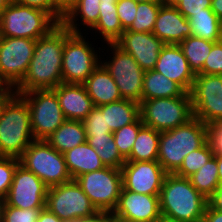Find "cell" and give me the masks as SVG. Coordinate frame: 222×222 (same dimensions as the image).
<instances>
[{
  "instance_id": "cell-1",
  "label": "cell",
  "mask_w": 222,
  "mask_h": 222,
  "mask_svg": "<svg viewBox=\"0 0 222 222\" xmlns=\"http://www.w3.org/2000/svg\"><path fill=\"white\" fill-rule=\"evenodd\" d=\"M64 25L59 23L46 36L36 40L28 71L13 90L21 95L34 90H52L62 79Z\"/></svg>"
},
{
  "instance_id": "cell-2",
  "label": "cell",
  "mask_w": 222,
  "mask_h": 222,
  "mask_svg": "<svg viewBox=\"0 0 222 222\" xmlns=\"http://www.w3.org/2000/svg\"><path fill=\"white\" fill-rule=\"evenodd\" d=\"M34 140L28 104L12 91L0 102V156L19 158Z\"/></svg>"
},
{
  "instance_id": "cell-3",
  "label": "cell",
  "mask_w": 222,
  "mask_h": 222,
  "mask_svg": "<svg viewBox=\"0 0 222 222\" xmlns=\"http://www.w3.org/2000/svg\"><path fill=\"white\" fill-rule=\"evenodd\" d=\"M161 216L182 222H202L208 200L188 178L167 173L159 196Z\"/></svg>"
},
{
  "instance_id": "cell-4",
  "label": "cell",
  "mask_w": 222,
  "mask_h": 222,
  "mask_svg": "<svg viewBox=\"0 0 222 222\" xmlns=\"http://www.w3.org/2000/svg\"><path fill=\"white\" fill-rule=\"evenodd\" d=\"M208 125L193 117L184 125L160 132L158 162L167 173H174L191 151L208 141Z\"/></svg>"
},
{
  "instance_id": "cell-5",
  "label": "cell",
  "mask_w": 222,
  "mask_h": 222,
  "mask_svg": "<svg viewBox=\"0 0 222 222\" xmlns=\"http://www.w3.org/2000/svg\"><path fill=\"white\" fill-rule=\"evenodd\" d=\"M89 38L93 41L91 42ZM100 43L101 42L95 41L94 38L87 36L85 33H72L64 26V47L62 55L63 83L83 84L85 82L101 63L103 46L97 47Z\"/></svg>"
},
{
  "instance_id": "cell-6",
  "label": "cell",
  "mask_w": 222,
  "mask_h": 222,
  "mask_svg": "<svg viewBox=\"0 0 222 222\" xmlns=\"http://www.w3.org/2000/svg\"><path fill=\"white\" fill-rule=\"evenodd\" d=\"M58 24L48 12L12 0L0 13V36L37 40Z\"/></svg>"
},
{
  "instance_id": "cell-7",
  "label": "cell",
  "mask_w": 222,
  "mask_h": 222,
  "mask_svg": "<svg viewBox=\"0 0 222 222\" xmlns=\"http://www.w3.org/2000/svg\"><path fill=\"white\" fill-rule=\"evenodd\" d=\"M101 64L114 79L122 99L137 103L142 101L145 71L129 53L119 48L115 43L105 44L101 51Z\"/></svg>"
},
{
  "instance_id": "cell-8",
  "label": "cell",
  "mask_w": 222,
  "mask_h": 222,
  "mask_svg": "<svg viewBox=\"0 0 222 222\" xmlns=\"http://www.w3.org/2000/svg\"><path fill=\"white\" fill-rule=\"evenodd\" d=\"M139 113L144 125L159 132L184 125L194 117L191 96L187 92L180 97L142 100Z\"/></svg>"
},
{
  "instance_id": "cell-9",
  "label": "cell",
  "mask_w": 222,
  "mask_h": 222,
  "mask_svg": "<svg viewBox=\"0 0 222 222\" xmlns=\"http://www.w3.org/2000/svg\"><path fill=\"white\" fill-rule=\"evenodd\" d=\"M20 165L34 173L48 187L72 180L64 154L55 150L46 140H34L19 157Z\"/></svg>"
},
{
  "instance_id": "cell-10",
  "label": "cell",
  "mask_w": 222,
  "mask_h": 222,
  "mask_svg": "<svg viewBox=\"0 0 222 222\" xmlns=\"http://www.w3.org/2000/svg\"><path fill=\"white\" fill-rule=\"evenodd\" d=\"M75 181L98 212L112 213L119 201L122 184L121 169L107 167L78 176Z\"/></svg>"
},
{
  "instance_id": "cell-11",
  "label": "cell",
  "mask_w": 222,
  "mask_h": 222,
  "mask_svg": "<svg viewBox=\"0 0 222 222\" xmlns=\"http://www.w3.org/2000/svg\"><path fill=\"white\" fill-rule=\"evenodd\" d=\"M46 207L63 222L89 218L98 213L75 180L49 187Z\"/></svg>"
},
{
  "instance_id": "cell-12",
  "label": "cell",
  "mask_w": 222,
  "mask_h": 222,
  "mask_svg": "<svg viewBox=\"0 0 222 222\" xmlns=\"http://www.w3.org/2000/svg\"><path fill=\"white\" fill-rule=\"evenodd\" d=\"M30 109L31 129L35 140H45L66 118L53 90H34L21 94Z\"/></svg>"
},
{
  "instance_id": "cell-13",
  "label": "cell",
  "mask_w": 222,
  "mask_h": 222,
  "mask_svg": "<svg viewBox=\"0 0 222 222\" xmlns=\"http://www.w3.org/2000/svg\"><path fill=\"white\" fill-rule=\"evenodd\" d=\"M36 40L0 36V77L13 91L25 77Z\"/></svg>"
},
{
  "instance_id": "cell-14",
  "label": "cell",
  "mask_w": 222,
  "mask_h": 222,
  "mask_svg": "<svg viewBox=\"0 0 222 222\" xmlns=\"http://www.w3.org/2000/svg\"><path fill=\"white\" fill-rule=\"evenodd\" d=\"M189 93L195 118L208 126L222 122V75L197 74Z\"/></svg>"
},
{
  "instance_id": "cell-15",
  "label": "cell",
  "mask_w": 222,
  "mask_h": 222,
  "mask_svg": "<svg viewBox=\"0 0 222 222\" xmlns=\"http://www.w3.org/2000/svg\"><path fill=\"white\" fill-rule=\"evenodd\" d=\"M48 188L34 173L19 164L5 203L20 209L45 208Z\"/></svg>"
},
{
  "instance_id": "cell-16",
  "label": "cell",
  "mask_w": 222,
  "mask_h": 222,
  "mask_svg": "<svg viewBox=\"0 0 222 222\" xmlns=\"http://www.w3.org/2000/svg\"><path fill=\"white\" fill-rule=\"evenodd\" d=\"M123 188L135 193L160 196L167 172L155 161H126L121 167Z\"/></svg>"
},
{
  "instance_id": "cell-17",
  "label": "cell",
  "mask_w": 222,
  "mask_h": 222,
  "mask_svg": "<svg viewBox=\"0 0 222 222\" xmlns=\"http://www.w3.org/2000/svg\"><path fill=\"white\" fill-rule=\"evenodd\" d=\"M115 44L129 53L144 71L153 70L165 45L156 35L147 32L124 31Z\"/></svg>"
},
{
  "instance_id": "cell-18",
  "label": "cell",
  "mask_w": 222,
  "mask_h": 222,
  "mask_svg": "<svg viewBox=\"0 0 222 222\" xmlns=\"http://www.w3.org/2000/svg\"><path fill=\"white\" fill-rule=\"evenodd\" d=\"M113 213L129 220L156 222L161 217L159 196L135 193L122 187Z\"/></svg>"
},
{
  "instance_id": "cell-19",
  "label": "cell",
  "mask_w": 222,
  "mask_h": 222,
  "mask_svg": "<svg viewBox=\"0 0 222 222\" xmlns=\"http://www.w3.org/2000/svg\"><path fill=\"white\" fill-rule=\"evenodd\" d=\"M154 70L176 82L185 92L191 91L196 75L178 44H165L162 47Z\"/></svg>"
},
{
  "instance_id": "cell-20",
  "label": "cell",
  "mask_w": 222,
  "mask_h": 222,
  "mask_svg": "<svg viewBox=\"0 0 222 222\" xmlns=\"http://www.w3.org/2000/svg\"><path fill=\"white\" fill-rule=\"evenodd\" d=\"M164 44H179L187 37L192 36L190 22L175 6L161 5L152 32Z\"/></svg>"
},
{
  "instance_id": "cell-21",
  "label": "cell",
  "mask_w": 222,
  "mask_h": 222,
  "mask_svg": "<svg viewBox=\"0 0 222 222\" xmlns=\"http://www.w3.org/2000/svg\"><path fill=\"white\" fill-rule=\"evenodd\" d=\"M52 90L58 97L66 120L83 121L94 107L83 84L60 83Z\"/></svg>"
},
{
  "instance_id": "cell-22",
  "label": "cell",
  "mask_w": 222,
  "mask_h": 222,
  "mask_svg": "<svg viewBox=\"0 0 222 222\" xmlns=\"http://www.w3.org/2000/svg\"><path fill=\"white\" fill-rule=\"evenodd\" d=\"M117 2L118 0H100L98 22L87 34L90 33L89 36L93 35L92 38L101 41L100 46L115 43L124 32L117 13Z\"/></svg>"
},
{
  "instance_id": "cell-23",
  "label": "cell",
  "mask_w": 222,
  "mask_h": 222,
  "mask_svg": "<svg viewBox=\"0 0 222 222\" xmlns=\"http://www.w3.org/2000/svg\"><path fill=\"white\" fill-rule=\"evenodd\" d=\"M83 85L94 106H101L122 99L114 79L101 63Z\"/></svg>"
},
{
  "instance_id": "cell-24",
  "label": "cell",
  "mask_w": 222,
  "mask_h": 222,
  "mask_svg": "<svg viewBox=\"0 0 222 222\" xmlns=\"http://www.w3.org/2000/svg\"><path fill=\"white\" fill-rule=\"evenodd\" d=\"M64 157L72 180L84 173H90L105 167L95 149L87 142L65 152Z\"/></svg>"
},
{
  "instance_id": "cell-25",
  "label": "cell",
  "mask_w": 222,
  "mask_h": 222,
  "mask_svg": "<svg viewBox=\"0 0 222 222\" xmlns=\"http://www.w3.org/2000/svg\"><path fill=\"white\" fill-rule=\"evenodd\" d=\"M99 4L100 0H79L61 23L72 33L88 34L98 22Z\"/></svg>"
},
{
  "instance_id": "cell-26",
  "label": "cell",
  "mask_w": 222,
  "mask_h": 222,
  "mask_svg": "<svg viewBox=\"0 0 222 222\" xmlns=\"http://www.w3.org/2000/svg\"><path fill=\"white\" fill-rule=\"evenodd\" d=\"M84 124L80 120H65L45 140L58 152L64 154L70 149L86 142Z\"/></svg>"
},
{
  "instance_id": "cell-27",
  "label": "cell",
  "mask_w": 222,
  "mask_h": 222,
  "mask_svg": "<svg viewBox=\"0 0 222 222\" xmlns=\"http://www.w3.org/2000/svg\"><path fill=\"white\" fill-rule=\"evenodd\" d=\"M185 91L174 81L154 69L144 72L142 100L180 97Z\"/></svg>"
},
{
  "instance_id": "cell-28",
  "label": "cell",
  "mask_w": 222,
  "mask_h": 222,
  "mask_svg": "<svg viewBox=\"0 0 222 222\" xmlns=\"http://www.w3.org/2000/svg\"><path fill=\"white\" fill-rule=\"evenodd\" d=\"M105 112L106 126L112 132L134 123L139 117V103L121 99L116 102L99 106Z\"/></svg>"
},
{
  "instance_id": "cell-29",
  "label": "cell",
  "mask_w": 222,
  "mask_h": 222,
  "mask_svg": "<svg viewBox=\"0 0 222 222\" xmlns=\"http://www.w3.org/2000/svg\"><path fill=\"white\" fill-rule=\"evenodd\" d=\"M160 132L143 125L137 134L130 155L126 161L158 160Z\"/></svg>"
},
{
  "instance_id": "cell-30",
  "label": "cell",
  "mask_w": 222,
  "mask_h": 222,
  "mask_svg": "<svg viewBox=\"0 0 222 222\" xmlns=\"http://www.w3.org/2000/svg\"><path fill=\"white\" fill-rule=\"evenodd\" d=\"M188 20L193 36L207 41L221 40L222 21L211 8H205V12L193 14Z\"/></svg>"
},
{
  "instance_id": "cell-31",
  "label": "cell",
  "mask_w": 222,
  "mask_h": 222,
  "mask_svg": "<svg viewBox=\"0 0 222 222\" xmlns=\"http://www.w3.org/2000/svg\"><path fill=\"white\" fill-rule=\"evenodd\" d=\"M215 42L217 41H207L192 35L178 44L195 75L202 71L205 59Z\"/></svg>"
},
{
  "instance_id": "cell-32",
  "label": "cell",
  "mask_w": 222,
  "mask_h": 222,
  "mask_svg": "<svg viewBox=\"0 0 222 222\" xmlns=\"http://www.w3.org/2000/svg\"><path fill=\"white\" fill-rule=\"evenodd\" d=\"M86 142L95 149L104 166L121 169L126 162L118 152L113 133L106 136H87Z\"/></svg>"
},
{
  "instance_id": "cell-33",
  "label": "cell",
  "mask_w": 222,
  "mask_h": 222,
  "mask_svg": "<svg viewBox=\"0 0 222 222\" xmlns=\"http://www.w3.org/2000/svg\"><path fill=\"white\" fill-rule=\"evenodd\" d=\"M190 183L208 200L220 186L217 159L213 156L196 173L188 177Z\"/></svg>"
},
{
  "instance_id": "cell-34",
  "label": "cell",
  "mask_w": 222,
  "mask_h": 222,
  "mask_svg": "<svg viewBox=\"0 0 222 222\" xmlns=\"http://www.w3.org/2000/svg\"><path fill=\"white\" fill-rule=\"evenodd\" d=\"M163 3V0L138 3L135 20L131 27L125 31L152 33L157 13Z\"/></svg>"
},
{
  "instance_id": "cell-35",
  "label": "cell",
  "mask_w": 222,
  "mask_h": 222,
  "mask_svg": "<svg viewBox=\"0 0 222 222\" xmlns=\"http://www.w3.org/2000/svg\"><path fill=\"white\" fill-rule=\"evenodd\" d=\"M213 156L214 152L209 141H207L202 147L191 151L185 156L181 166L174 173L188 178L203 167Z\"/></svg>"
},
{
  "instance_id": "cell-36",
  "label": "cell",
  "mask_w": 222,
  "mask_h": 222,
  "mask_svg": "<svg viewBox=\"0 0 222 222\" xmlns=\"http://www.w3.org/2000/svg\"><path fill=\"white\" fill-rule=\"evenodd\" d=\"M143 125L144 124L139 117L134 123L113 132V139L117 146L118 152L124 159L130 155L139 129Z\"/></svg>"
},
{
  "instance_id": "cell-37",
  "label": "cell",
  "mask_w": 222,
  "mask_h": 222,
  "mask_svg": "<svg viewBox=\"0 0 222 222\" xmlns=\"http://www.w3.org/2000/svg\"><path fill=\"white\" fill-rule=\"evenodd\" d=\"M82 122L86 136H106L109 133H113L109 126H106L105 112L99 106H94Z\"/></svg>"
},
{
  "instance_id": "cell-38",
  "label": "cell",
  "mask_w": 222,
  "mask_h": 222,
  "mask_svg": "<svg viewBox=\"0 0 222 222\" xmlns=\"http://www.w3.org/2000/svg\"><path fill=\"white\" fill-rule=\"evenodd\" d=\"M20 164L19 158L0 156V197L6 198L11 187L14 172Z\"/></svg>"
},
{
  "instance_id": "cell-39",
  "label": "cell",
  "mask_w": 222,
  "mask_h": 222,
  "mask_svg": "<svg viewBox=\"0 0 222 222\" xmlns=\"http://www.w3.org/2000/svg\"><path fill=\"white\" fill-rule=\"evenodd\" d=\"M41 209H20L5 203L1 222H37Z\"/></svg>"
},
{
  "instance_id": "cell-40",
  "label": "cell",
  "mask_w": 222,
  "mask_h": 222,
  "mask_svg": "<svg viewBox=\"0 0 222 222\" xmlns=\"http://www.w3.org/2000/svg\"><path fill=\"white\" fill-rule=\"evenodd\" d=\"M166 4L175 6L187 19L193 14L205 12V8H211L212 0H163Z\"/></svg>"
},
{
  "instance_id": "cell-41",
  "label": "cell",
  "mask_w": 222,
  "mask_h": 222,
  "mask_svg": "<svg viewBox=\"0 0 222 222\" xmlns=\"http://www.w3.org/2000/svg\"><path fill=\"white\" fill-rule=\"evenodd\" d=\"M199 74L222 75V41L214 43Z\"/></svg>"
},
{
  "instance_id": "cell-42",
  "label": "cell",
  "mask_w": 222,
  "mask_h": 222,
  "mask_svg": "<svg viewBox=\"0 0 222 222\" xmlns=\"http://www.w3.org/2000/svg\"><path fill=\"white\" fill-rule=\"evenodd\" d=\"M138 3L134 0H118L116 7L123 30H128L133 24Z\"/></svg>"
},
{
  "instance_id": "cell-43",
  "label": "cell",
  "mask_w": 222,
  "mask_h": 222,
  "mask_svg": "<svg viewBox=\"0 0 222 222\" xmlns=\"http://www.w3.org/2000/svg\"><path fill=\"white\" fill-rule=\"evenodd\" d=\"M208 128V141L214 155H222V122L213 123Z\"/></svg>"
},
{
  "instance_id": "cell-44",
  "label": "cell",
  "mask_w": 222,
  "mask_h": 222,
  "mask_svg": "<svg viewBox=\"0 0 222 222\" xmlns=\"http://www.w3.org/2000/svg\"><path fill=\"white\" fill-rule=\"evenodd\" d=\"M79 2V0H54L55 20L61 23L63 18Z\"/></svg>"
},
{
  "instance_id": "cell-45",
  "label": "cell",
  "mask_w": 222,
  "mask_h": 222,
  "mask_svg": "<svg viewBox=\"0 0 222 222\" xmlns=\"http://www.w3.org/2000/svg\"><path fill=\"white\" fill-rule=\"evenodd\" d=\"M19 4L42 9L55 19L54 0H13Z\"/></svg>"
},
{
  "instance_id": "cell-46",
  "label": "cell",
  "mask_w": 222,
  "mask_h": 222,
  "mask_svg": "<svg viewBox=\"0 0 222 222\" xmlns=\"http://www.w3.org/2000/svg\"><path fill=\"white\" fill-rule=\"evenodd\" d=\"M202 222H222V211L215 210L208 204Z\"/></svg>"
},
{
  "instance_id": "cell-47",
  "label": "cell",
  "mask_w": 222,
  "mask_h": 222,
  "mask_svg": "<svg viewBox=\"0 0 222 222\" xmlns=\"http://www.w3.org/2000/svg\"><path fill=\"white\" fill-rule=\"evenodd\" d=\"M208 204L213 209L222 211V185H220L208 199Z\"/></svg>"
},
{
  "instance_id": "cell-48",
  "label": "cell",
  "mask_w": 222,
  "mask_h": 222,
  "mask_svg": "<svg viewBox=\"0 0 222 222\" xmlns=\"http://www.w3.org/2000/svg\"><path fill=\"white\" fill-rule=\"evenodd\" d=\"M37 222H63L54 213H52L47 207L41 209Z\"/></svg>"
},
{
  "instance_id": "cell-49",
  "label": "cell",
  "mask_w": 222,
  "mask_h": 222,
  "mask_svg": "<svg viewBox=\"0 0 222 222\" xmlns=\"http://www.w3.org/2000/svg\"><path fill=\"white\" fill-rule=\"evenodd\" d=\"M71 222H108V213L98 212L89 218H79Z\"/></svg>"
},
{
  "instance_id": "cell-50",
  "label": "cell",
  "mask_w": 222,
  "mask_h": 222,
  "mask_svg": "<svg viewBox=\"0 0 222 222\" xmlns=\"http://www.w3.org/2000/svg\"><path fill=\"white\" fill-rule=\"evenodd\" d=\"M211 9L222 21V0H212Z\"/></svg>"
},
{
  "instance_id": "cell-51",
  "label": "cell",
  "mask_w": 222,
  "mask_h": 222,
  "mask_svg": "<svg viewBox=\"0 0 222 222\" xmlns=\"http://www.w3.org/2000/svg\"><path fill=\"white\" fill-rule=\"evenodd\" d=\"M12 90L0 77V102L4 100Z\"/></svg>"
},
{
  "instance_id": "cell-52",
  "label": "cell",
  "mask_w": 222,
  "mask_h": 222,
  "mask_svg": "<svg viewBox=\"0 0 222 222\" xmlns=\"http://www.w3.org/2000/svg\"><path fill=\"white\" fill-rule=\"evenodd\" d=\"M108 222H139V221L125 219L112 212V213H108Z\"/></svg>"
},
{
  "instance_id": "cell-53",
  "label": "cell",
  "mask_w": 222,
  "mask_h": 222,
  "mask_svg": "<svg viewBox=\"0 0 222 222\" xmlns=\"http://www.w3.org/2000/svg\"><path fill=\"white\" fill-rule=\"evenodd\" d=\"M214 157L217 159L218 175H219L220 185H222V155H214Z\"/></svg>"
},
{
  "instance_id": "cell-54",
  "label": "cell",
  "mask_w": 222,
  "mask_h": 222,
  "mask_svg": "<svg viewBox=\"0 0 222 222\" xmlns=\"http://www.w3.org/2000/svg\"><path fill=\"white\" fill-rule=\"evenodd\" d=\"M12 0H0V13L2 12V10L7 7Z\"/></svg>"
},
{
  "instance_id": "cell-55",
  "label": "cell",
  "mask_w": 222,
  "mask_h": 222,
  "mask_svg": "<svg viewBox=\"0 0 222 222\" xmlns=\"http://www.w3.org/2000/svg\"><path fill=\"white\" fill-rule=\"evenodd\" d=\"M4 204H5V199L0 197V222L2 221Z\"/></svg>"
},
{
  "instance_id": "cell-56",
  "label": "cell",
  "mask_w": 222,
  "mask_h": 222,
  "mask_svg": "<svg viewBox=\"0 0 222 222\" xmlns=\"http://www.w3.org/2000/svg\"><path fill=\"white\" fill-rule=\"evenodd\" d=\"M156 222H182V221H176V220L168 219L166 217L161 216Z\"/></svg>"
},
{
  "instance_id": "cell-57",
  "label": "cell",
  "mask_w": 222,
  "mask_h": 222,
  "mask_svg": "<svg viewBox=\"0 0 222 222\" xmlns=\"http://www.w3.org/2000/svg\"><path fill=\"white\" fill-rule=\"evenodd\" d=\"M135 2L137 3H140V2H148V1H151V0H134Z\"/></svg>"
}]
</instances>
